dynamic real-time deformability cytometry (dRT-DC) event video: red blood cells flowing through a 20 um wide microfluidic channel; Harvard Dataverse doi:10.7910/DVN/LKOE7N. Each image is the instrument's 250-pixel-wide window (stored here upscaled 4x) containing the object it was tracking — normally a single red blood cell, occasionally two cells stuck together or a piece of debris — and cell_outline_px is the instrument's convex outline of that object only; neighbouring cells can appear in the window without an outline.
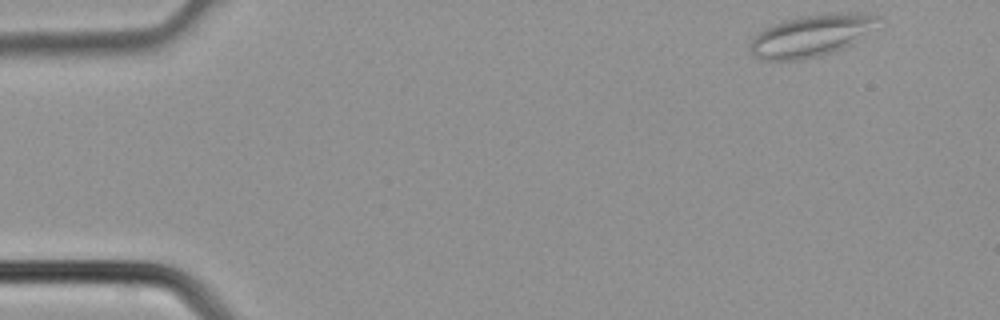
{"species": "common noctule bat (a hibernating species)", "species_latin": "Nyctalus noctula", "temperature_condition": "cold", "stored_images_in_passage": 36, "camera_frame_rate_fps": 3000, "um_per_image_px": 0.085, "animal": {"sex": "male", "body_mass_g": 21.5, "forearm_length_mm": 52.0}, "frame": {"image": 1, "passage_image": 1, "time_ms": 0.0, "image_size_px": [1000, 320], "cell_outline_px": [[880, 16], [856, 40], [844, 48], [832, 52], [800, 60], [764, 60], [752, 56], [752, 40], [756, 32], [772, 24], [784, 20], [800, 16], [840, 12], [868, 12]], "centroid_in_image_um": [68.87, 3.01], "position_along_channel_um": 16.1, "area_um2": 30.63}}
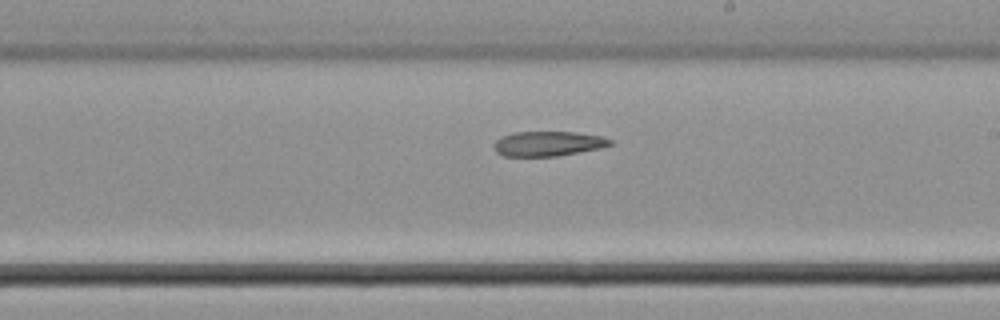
{"frame": {"image": 2, "passage_image": 20, "time_ms": 6.333, "image_size_px": [1000, 320], "cell_outline_px": [[612, 144], [600, 148], [556, 156], [504, 156], [496, 152], [496, 140], [500, 136], [512, 132], [576, 132], [604, 136], [612, 140]], "centroid_in_image_um": [46.6, 12.2], "position_along_channel_um": 242.4, "area_um2": 16.76}}
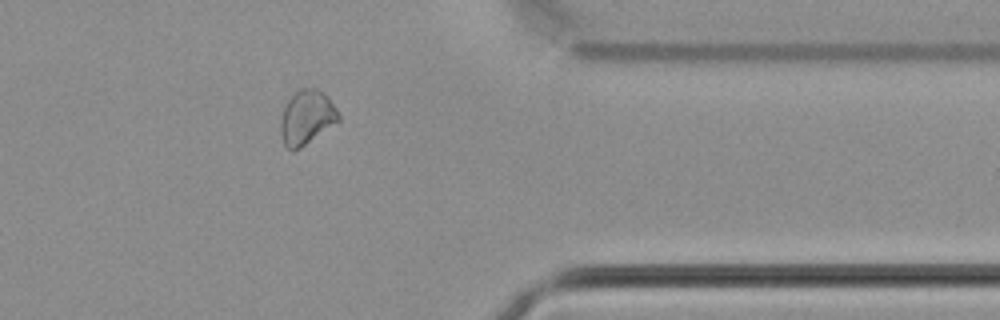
{"frame": {"image": 3, "passage_image": 29, "time_ms": 9.333, "image_size_px": [1000, 320], "cell_outline_px": [[340, 120], [300, 148], [292, 152], [284, 144], [280, 132], [280, 120], [284, 108], [288, 100], [300, 88], [320, 88], [328, 96], [336, 108], [340, 116]], "centroid_in_image_um": [26.07, 9.97], "position_along_channel_um": 385.3, "area_um2": 18.32}}